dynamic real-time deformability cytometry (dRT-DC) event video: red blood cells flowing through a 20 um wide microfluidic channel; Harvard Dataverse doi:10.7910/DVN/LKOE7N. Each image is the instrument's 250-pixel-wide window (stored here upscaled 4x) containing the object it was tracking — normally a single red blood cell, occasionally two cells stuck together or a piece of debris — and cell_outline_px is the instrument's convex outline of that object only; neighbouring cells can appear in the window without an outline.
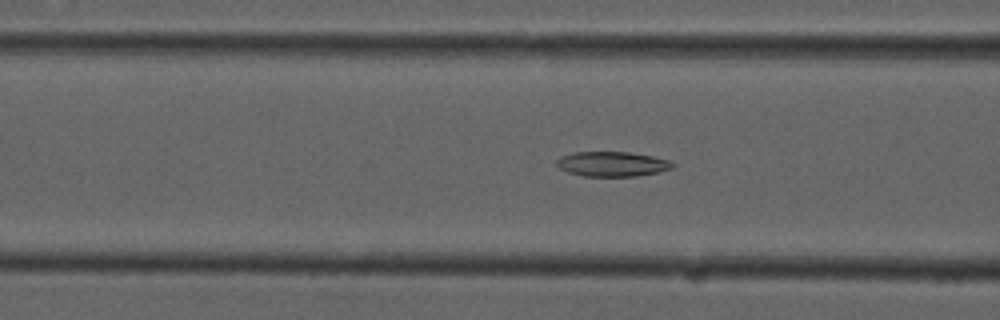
{"species": "common noctule bat (a hibernating species)", "species_latin": "Nyctalus noctula", "temperature_condition": "cold", "stored_images_in_passage": 53, "camera_frame_rate_fps": 3000, "um_per_image_px": 0.085, "animal": {"sex": "male", "forearm_length_mm": 52.5}, "frame": {"image": 1, "passage_image": 20, "time_ms": 6.333, "image_size_px": [1000, 320], "cell_outline_px": [[676, 164], [672, 168], [660, 172], [636, 176], [584, 176], [568, 172], [560, 168], [556, 164], [556, 160], [560, 156], [572, 152], [628, 152], [652, 156], [668, 160]], "centroid_in_image_um": [52.03, 13.94], "position_along_channel_um": 114.6, "area_um2": 16.82}}
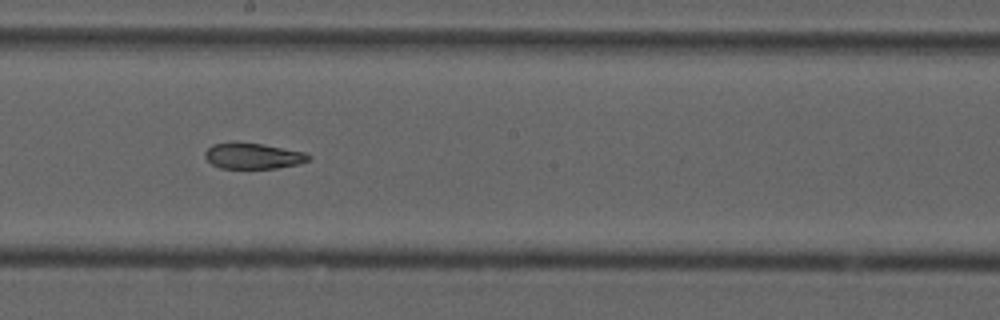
{"frame": {"image": 2, "passage_image": 29, "time_ms": 9.333, "image_size_px": [1000, 320], "cell_outline_px": [[312, 156], [308, 160], [300, 164], [276, 168], [220, 168], [212, 164], [204, 156], [204, 152], [212, 144], [236, 140], [264, 144], [304, 152]], "centroid_in_image_um": [21.48, 13.22], "position_along_channel_um": 226.7, "area_um2": 15.95}}
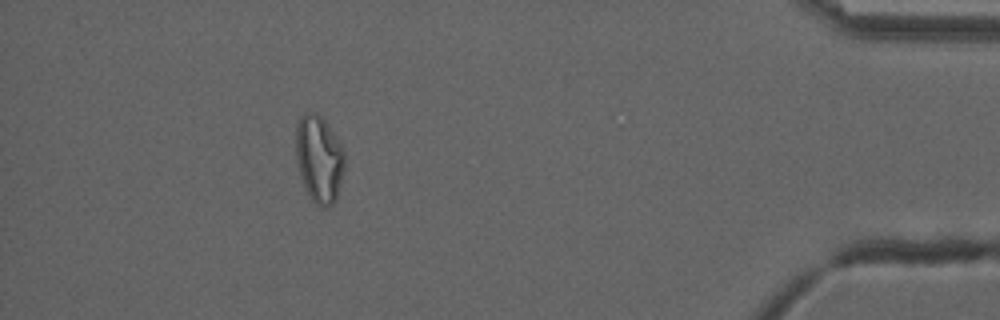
{"frame": {"image": 3, "passage_image": 48, "time_ms": 15.667, "image_size_px": [1000, 320], "cell_outline_px": [[344, 168], [336, 200], [328, 208], [320, 208], [308, 196], [300, 176], [296, 156], [296, 124], [300, 116], [304, 112], [316, 112], [324, 120], [344, 148]], "centroid_in_image_um": [27.11, 13.52], "position_along_channel_um": 408.1, "area_um2": 24.97}, "authors_computed_cell_mechanics": {"area_um2": 19.0162, "velocity_mm_per_s": 3.7397, "shape_relaxation_time_tau1_ms": null, "shape_relaxation_time_tau2_ms": 6.1685, "deformation_change_tau1": null, "deformation_change_tau2": 0.1378}}